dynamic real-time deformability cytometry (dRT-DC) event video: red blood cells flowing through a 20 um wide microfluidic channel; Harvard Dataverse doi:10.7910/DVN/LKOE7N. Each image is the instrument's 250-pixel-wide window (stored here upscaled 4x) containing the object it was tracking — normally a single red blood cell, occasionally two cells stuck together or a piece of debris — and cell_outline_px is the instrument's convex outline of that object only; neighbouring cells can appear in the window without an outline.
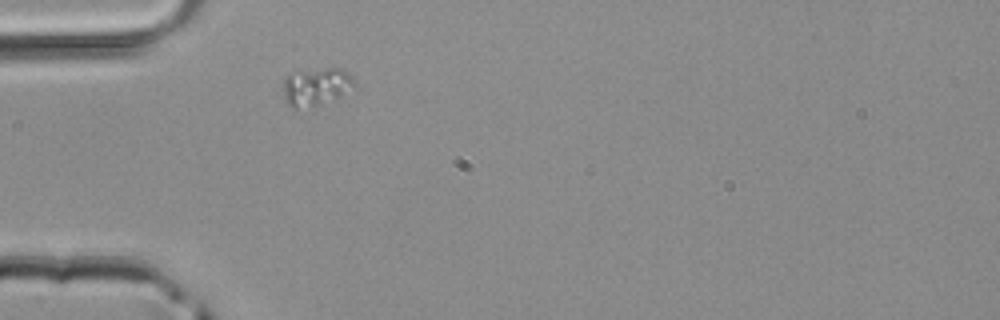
{"species": "common noctule bat (a hibernating species)", "species_latin": "Nyctalus noctula", "temperature_condition": "room temperature", "stored_images_in_passage": 1, "camera_frame_rate_fps": 3000, "um_per_image_px": 0.085, "animal": {"sex": "male", "body_mass_g": 20.4}, "frame": {"image": 1, "passage_image": 1, "time_ms": 0.0, "image_size_px": [1000, 320], "cell_outline_px": [[352, 84], [340, 96], [316, 104], [296, 108], [292, 108], [284, 100], [284, 76], [300, 72], [324, 68], [344, 68], [352, 76]], "centroid_in_image_um": [26.82, 7.33], "position_along_channel_um": 58.2, "area_um2": 14.91}}